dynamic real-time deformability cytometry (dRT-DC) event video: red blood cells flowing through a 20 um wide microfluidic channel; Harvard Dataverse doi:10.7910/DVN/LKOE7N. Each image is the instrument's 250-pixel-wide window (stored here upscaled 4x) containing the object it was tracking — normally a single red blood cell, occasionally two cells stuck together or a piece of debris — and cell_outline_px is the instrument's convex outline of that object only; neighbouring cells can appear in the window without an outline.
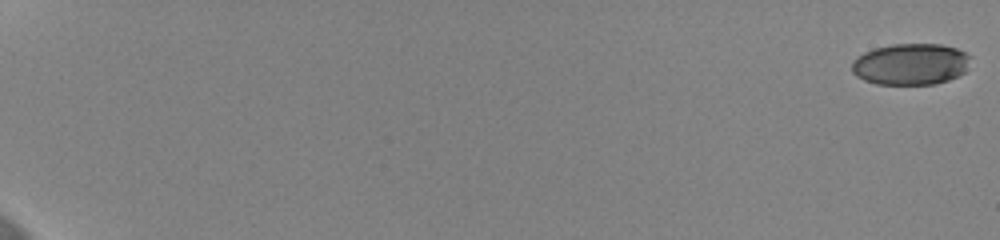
{"species": "human", "species_latin": "Homo sapiens", "temperature_condition": "cold", "stored_images_in_passage": 59, "camera_frame_rate_fps": 3000, "um_per_image_px": 0.085, "donor": {"sex": "female"}, "frame": {"image": 1, "passage_image": 1, "time_ms": 0.0, "image_size_px": [1000, 240], "cell_outline_px": [[972, 56], [964, 72], [948, 80], [936, 84], [876, 84], [864, 80], [856, 76], [852, 72], [852, 60], [856, 56], [864, 52], [876, 48], [892, 44], [940, 44], [956, 48]], "centroid_in_image_um": [77.39, 5.45], "position_along_channel_um": 7.6, "area_um2": 28.73}}
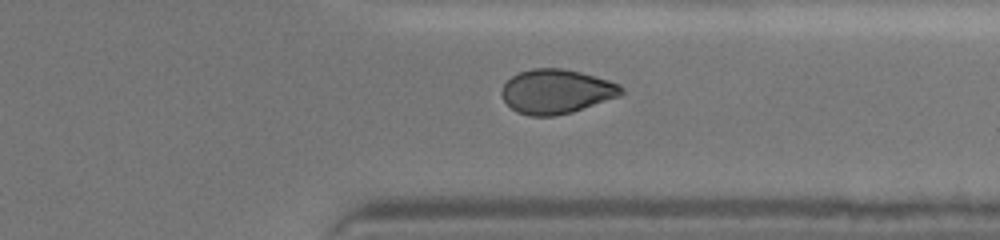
{"frame": {"image": 2, "passage_image": 49, "time_ms": 16.0, "image_size_px": [1000, 240], "cell_outline_px": [[624, 92], [620, 96], [572, 112], [552, 116], [528, 116], [516, 112], [504, 100], [500, 92], [504, 84], [512, 76], [520, 72], [532, 68], [564, 68], [580, 72], [608, 80], [620, 84], [624, 88]], "centroid_in_image_um": [47.3, 7.77], "position_along_channel_um": 364.1, "area_um2": 30.92}}
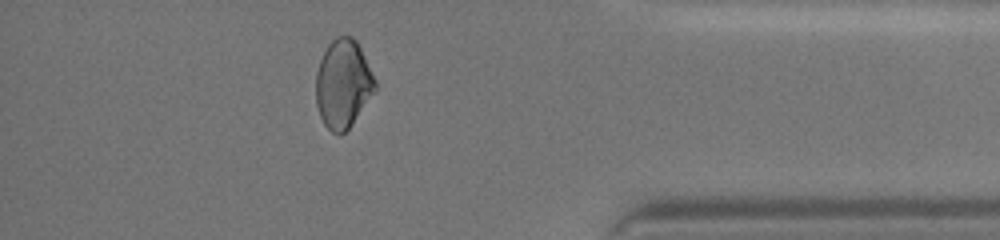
{"frame": {"image": 3, "passage_image": 54, "time_ms": 17.667, "image_size_px": [1000, 240], "cell_outline_px": [[376, 88], [352, 124], [344, 132], [332, 132], [324, 124], [320, 116], [316, 104], [316, 72], [320, 60], [328, 44], [336, 36], [352, 36], [356, 40], [376, 80]], "centroid_in_image_um": [29.14, 7.1], "position_along_channel_um": 406.1, "area_um2": 30.11}, "authors_computed_cell_mechanics": {"area_um2": 30.8074, "velocity_mm_per_s": 3.6622, "shape_relaxation_time_tau1_ms": 5.108, "shape_relaxation_time_tau2_ms": 5.9765, "deformation_change_tau1": 0.1212, "deformation_change_tau2": 0.0919}}